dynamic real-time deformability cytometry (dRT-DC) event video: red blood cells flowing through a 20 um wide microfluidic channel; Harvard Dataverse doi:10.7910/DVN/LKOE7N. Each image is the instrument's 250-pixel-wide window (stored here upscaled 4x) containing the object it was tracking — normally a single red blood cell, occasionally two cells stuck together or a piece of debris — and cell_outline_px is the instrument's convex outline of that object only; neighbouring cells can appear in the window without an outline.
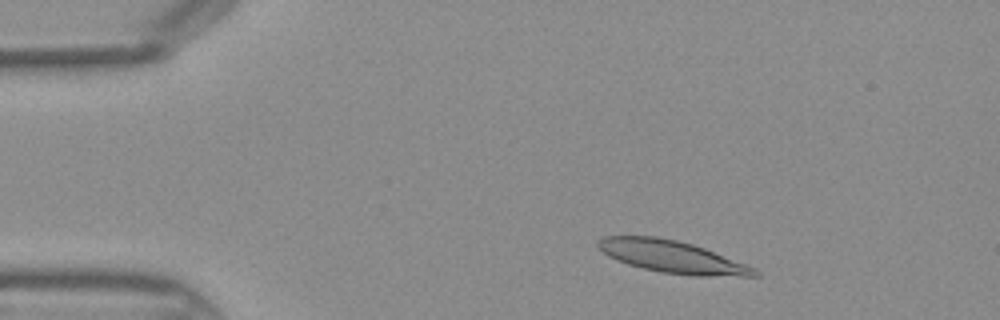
{"species": "Egyptian fruit bat (a non-hibernating species)", "species_latin": "Rousettus aegyptiacus", "temperature_condition": "warm", "stored_images_in_passage": 42, "camera_frame_rate_fps": 3000, "um_per_image_px": 0.085, "frame": {"image": 1, "passage_image": 5, "time_ms": 1.333, "image_size_px": [1000, 320], "cell_outline_px": [[760, 276], [692, 276], [660, 272], [628, 264], [616, 260], [608, 256], [596, 244], [596, 240], [604, 236], [656, 236], [676, 240], [692, 244], [704, 248], [756, 268], [760, 272]], "centroid_in_image_um": [57.13, 21.83], "position_along_channel_um": 27.9, "area_um2": 29.36}}
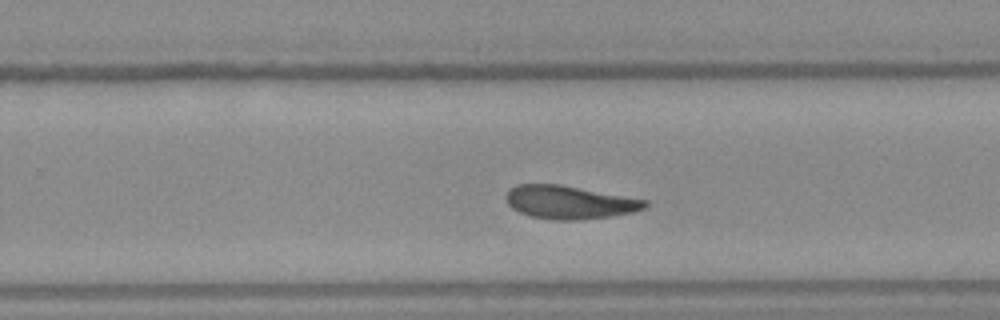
{"frame": {"image": 2, "passage_image": 26, "time_ms": 8.333, "image_size_px": [1000, 320], "cell_outline_px": [[648, 204], [644, 208], [632, 212], [612, 216], [580, 220], [552, 220], [532, 216], [520, 212], [512, 208], [508, 204], [508, 192], [516, 184], [560, 184], [648, 200]], "centroid_in_image_um": [48.43, 17.19], "position_along_channel_um": 281.4, "area_um2": 26.7}}
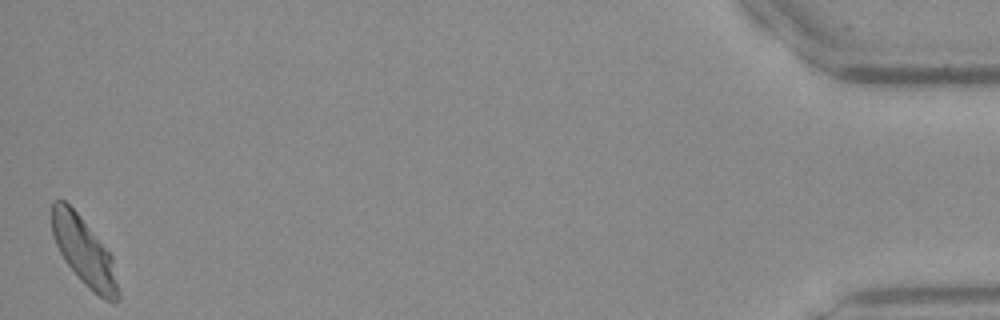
{"frame": {"image": 3, "passage_image": 42, "time_ms": 13.667, "image_size_px": [1000, 320], "cell_outline_px": [[120, 300], [116, 304], [112, 304], [104, 300], [92, 292], [80, 280], [64, 260], [56, 244], [52, 232], [52, 200], [64, 200], [80, 216], [112, 256], [120, 292]], "centroid_in_image_um": [7.18, 21.47], "position_along_channel_um": 428.0, "area_um2": 26.3}}